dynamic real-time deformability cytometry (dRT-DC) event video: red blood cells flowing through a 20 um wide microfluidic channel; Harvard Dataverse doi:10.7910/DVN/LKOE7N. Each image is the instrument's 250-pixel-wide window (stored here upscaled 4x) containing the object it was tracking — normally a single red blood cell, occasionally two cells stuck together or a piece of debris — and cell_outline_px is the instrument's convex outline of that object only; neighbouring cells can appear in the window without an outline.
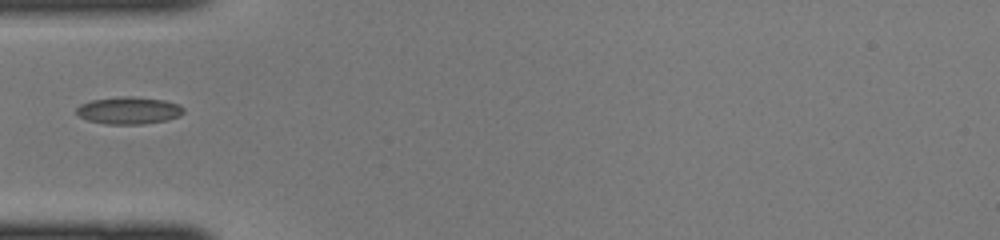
{"species": "common noctule bat (a hibernating species)", "species_latin": "Nyctalus noctula", "temperature_condition": "cold", "stored_images_in_passage": 31, "camera_frame_rate_fps": 3000, "um_per_image_px": 0.085, "animal": {"sex": "female", "body_mass_g": 22.0, "forearm_length_mm": 56.7}, "frame": {"image": 1, "passage_image": 1, "time_ms": 0.0, "image_size_px": [1000, 240], "cell_outline_px": [[184, 112], [180, 116], [168, 120], [144, 124], [104, 124], [88, 120], [80, 116], [76, 112], [76, 108], [80, 104], [92, 100], [120, 96], [132, 96], [164, 100], [180, 104], [184, 108]], "centroid_in_image_um": [10.98, 9.39], "position_along_channel_um": 74.0, "area_um2": 17.17}}
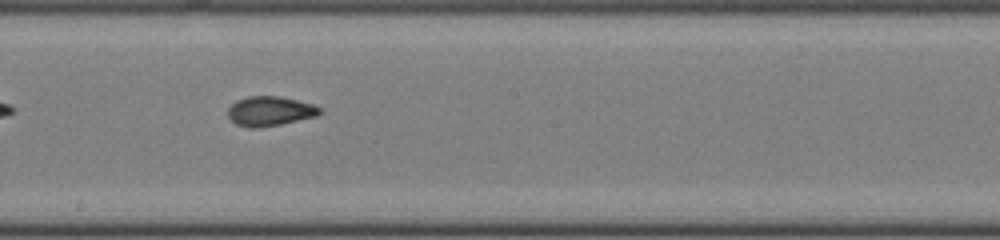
{"frame": {"image": 2, "passage_image": 11, "time_ms": 3.333, "image_size_px": [1000, 240], "cell_outline_px": [[320, 112], [316, 116], [280, 124], [256, 128], [248, 128], [236, 124], [228, 116], [228, 108], [236, 100], [248, 96], [280, 96], [312, 104], [320, 108]], "centroid_in_image_um": [22.9, 9.44], "position_along_channel_um": 225.3, "area_um2": 15.66}}
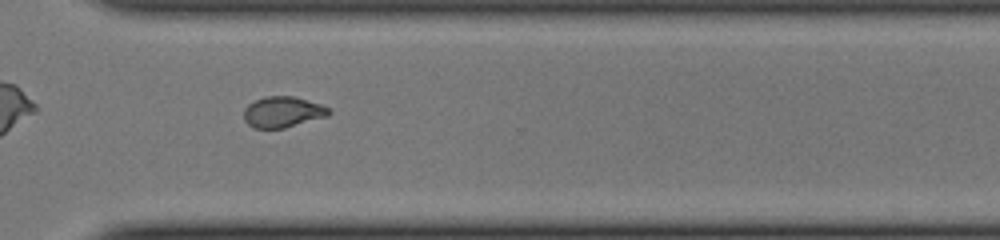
{"frame": {"image": 3, "passage_image": 19, "time_ms": 6.0, "image_size_px": [1000, 240], "cell_outline_px": [[332, 112], [328, 116], [284, 128], [252, 128], [244, 120], [244, 108], [248, 104], [264, 96], [296, 96], [320, 104], [328, 108]], "centroid_in_image_um": [24.03, 9.51], "position_along_channel_um": 346.6, "area_um2": 15.37}}